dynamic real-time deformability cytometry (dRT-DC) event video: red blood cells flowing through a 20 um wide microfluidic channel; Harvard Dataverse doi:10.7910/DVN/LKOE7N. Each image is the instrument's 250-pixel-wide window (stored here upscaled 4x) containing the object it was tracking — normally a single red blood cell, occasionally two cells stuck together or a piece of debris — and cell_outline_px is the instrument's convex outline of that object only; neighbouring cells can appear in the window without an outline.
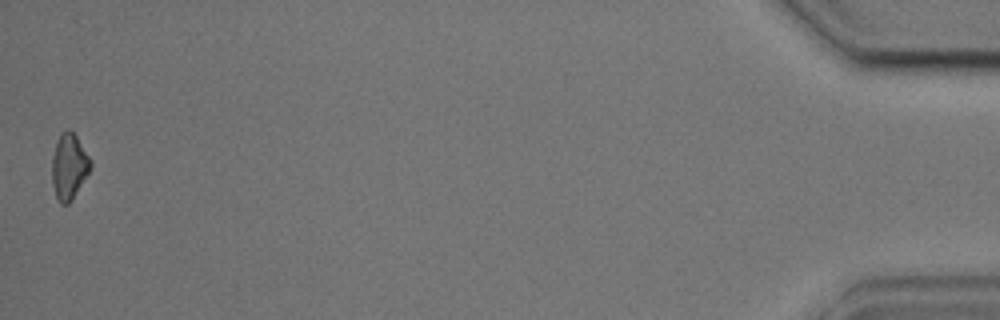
{"species": "common noctule bat (a hibernating species)", "species_latin": "Nyctalus noctula", "temperature_condition": "cold", "stored_images_in_passage": 40, "camera_frame_rate_fps": 3000, "um_per_image_px": 0.085, "animal": {"sex": "male", "body_mass_g": 17.9, "forearm_length_mm": 54.2}, "frame": {"image": 1, "passage_image": 40, "time_ms": 13.0, "image_size_px": [1000, 320], "cell_outline_px": [[92, 168], [72, 200], [68, 204], [60, 204], [56, 196], [52, 184], [52, 156], [56, 140], [68, 128], [76, 136], [92, 160]], "centroid_in_image_um": [5.88, 14.17], "position_along_channel_um": 429.3, "area_um2": 14.85}, "authors_computed_cell_mechanics": {"area_um2": 15.4904, "velocity_mm_per_s": 3.6085, "shape_relaxation_time_tau1_ms": 2.7677, "shape_relaxation_time_tau2_ms": null, "deformation_change_tau1": 0.1374, "deformation_change_tau2": null}}